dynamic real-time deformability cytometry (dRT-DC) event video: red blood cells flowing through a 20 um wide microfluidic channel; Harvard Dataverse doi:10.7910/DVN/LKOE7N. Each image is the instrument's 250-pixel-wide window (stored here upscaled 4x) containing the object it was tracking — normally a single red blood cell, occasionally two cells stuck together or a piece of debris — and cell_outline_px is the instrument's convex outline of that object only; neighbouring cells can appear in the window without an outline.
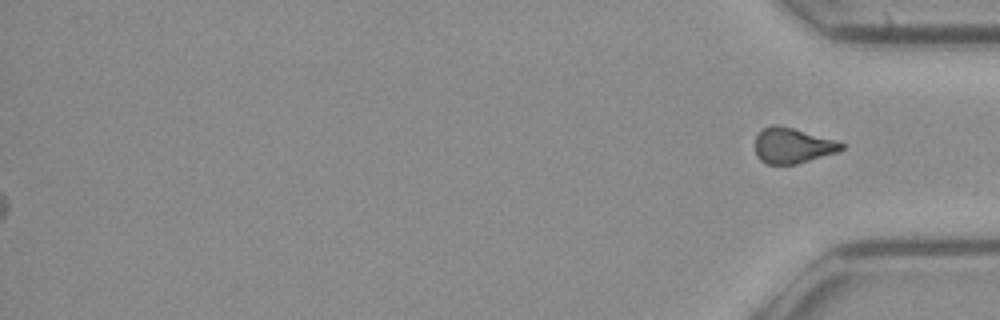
{"species": "common noctule bat (a hibernating species)", "species_latin": "Nyctalus noctula", "temperature_condition": "cold", "stored_images_in_passage": 47, "camera_frame_rate_fps": 3000, "um_per_image_px": 0.085, "animal": {"sex": "female", "body_mass_g": 21.9}, "frame": {"image": 1, "passage_image": 47, "time_ms": 15.333, "image_size_px": [1000, 320], "cell_outline_px": [[848, 144], [844, 148], [836, 152], [796, 164], [764, 164], [756, 156], [756, 136], [764, 128], [772, 124], [776, 124], [792, 128], [836, 140]], "centroid_in_image_um": [67.37, 12.38], "position_along_channel_um": 367.8, "area_um2": 17.74}}